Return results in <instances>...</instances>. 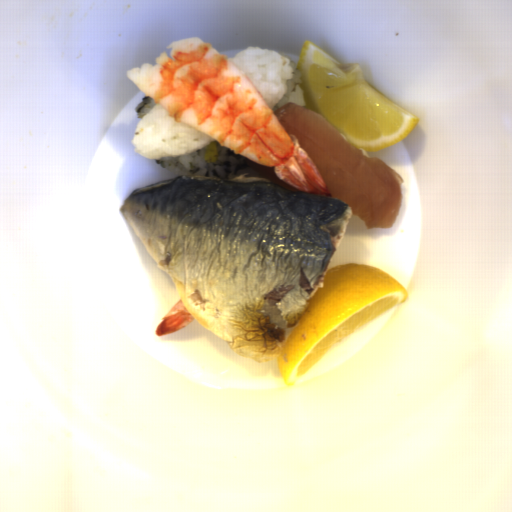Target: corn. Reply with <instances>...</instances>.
I'll return each instance as SVG.
<instances>
[{
    "label": "corn",
    "instance_id": "obj_1",
    "mask_svg": "<svg viewBox=\"0 0 512 512\" xmlns=\"http://www.w3.org/2000/svg\"><path fill=\"white\" fill-rule=\"evenodd\" d=\"M218 158V145L213 141L209 145L205 146V157L204 160L207 163H216Z\"/></svg>",
    "mask_w": 512,
    "mask_h": 512
}]
</instances>
